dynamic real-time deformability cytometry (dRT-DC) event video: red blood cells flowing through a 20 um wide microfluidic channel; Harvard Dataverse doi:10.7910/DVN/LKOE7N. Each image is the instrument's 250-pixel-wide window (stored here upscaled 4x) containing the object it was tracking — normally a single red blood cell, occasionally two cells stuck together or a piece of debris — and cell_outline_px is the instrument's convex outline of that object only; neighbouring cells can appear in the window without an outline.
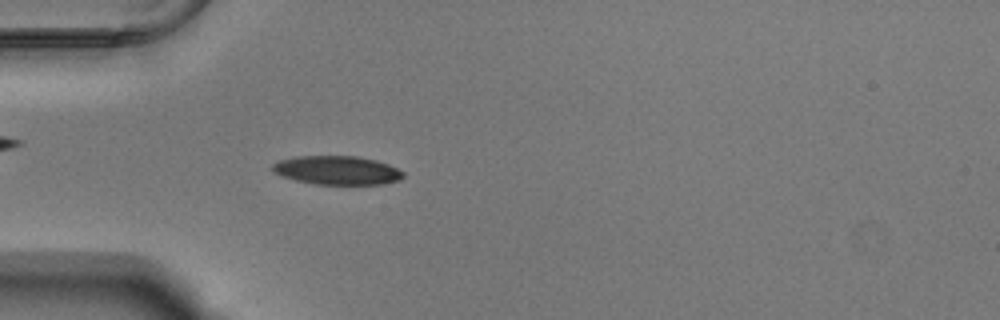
{"species": "Egyptian fruit bat (a non-hibernating species)", "species_latin": "Rousettus aegyptiacus", "temperature_condition": "warm", "stored_images_in_passage": 54, "camera_frame_rate_fps": 3000, "um_per_image_px": 0.085, "animal": {"sex": "male"}, "frame": {"image": 1, "passage_image": 16, "time_ms": 5.0, "image_size_px": [1000, 320], "cell_outline_px": [[404, 176], [400, 180], [380, 184], [316, 184], [296, 180], [284, 176], [276, 172], [272, 168], [272, 164], [280, 160], [292, 156], [356, 156], [376, 160], [388, 164], [404, 172]], "centroid_in_image_um": [28.67, 14.46], "position_along_channel_um": 56.3, "area_um2": 21.73}}
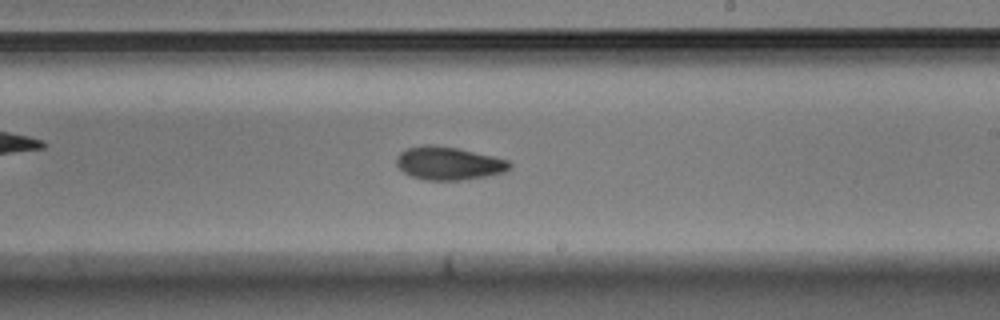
{"frame": {"image": 2, "passage_image": 32, "time_ms": 10.333, "image_size_px": [1000, 320], "cell_outline_px": [[512, 168], [504, 172], [488, 176], [460, 180], [424, 180], [412, 176], [404, 172], [396, 164], [396, 160], [400, 152], [408, 148], [424, 144], [432, 144], [456, 148], [492, 156], [508, 160], [512, 164]], "centroid_in_image_um": [38.14, 13.88], "position_along_channel_um": 250.9, "area_um2": 21.79}}
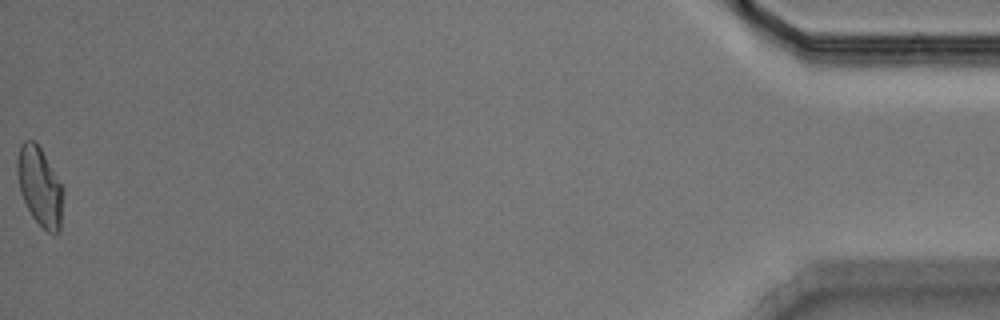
{"frame": {"image": 3, "passage_image": 54, "time_ms": 17.667, "image_size_px": [1000, 320], "cell_outline_px": [[64, 192], [60, 232], [56, 236], [52, 236], [32, 216], [20, 192], [16, 172], [16, 160], [20, 144], [24, 140], [32, 140], [40, 148], [64, 188]], "centroid_in_image_um": [3.39, 15.89], "position_along_channel_um": 431.8, "area_um2": 21.27}, "authors_computed_cell_mechanics": {"area_um2": 21.2126, "velocity_mm_per_s": 3.757, "shape_relaxation_time_tau1_ms": 3.4709, "shape_relaxation_time_tau2_ms": 4.6049, "deformation_change_tau1": 0.1265, "deformation_change_tau2": 0.1064}}